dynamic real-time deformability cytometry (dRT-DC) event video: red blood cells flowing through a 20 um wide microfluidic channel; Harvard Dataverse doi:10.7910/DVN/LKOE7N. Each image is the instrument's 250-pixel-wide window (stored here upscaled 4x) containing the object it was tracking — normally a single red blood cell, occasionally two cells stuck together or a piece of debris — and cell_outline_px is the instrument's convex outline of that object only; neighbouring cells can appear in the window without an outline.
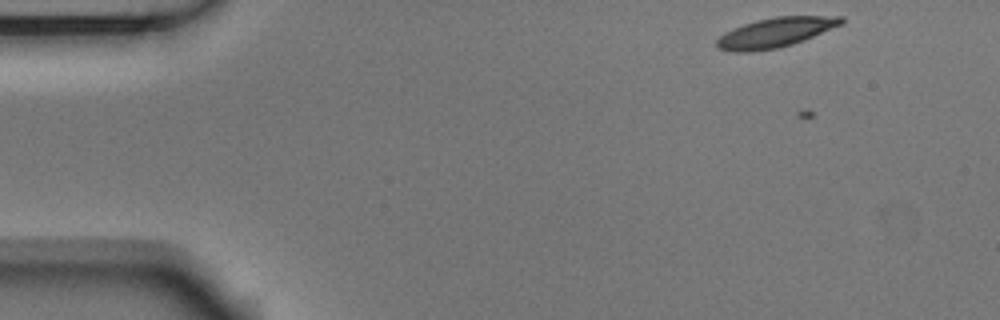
{"species": "Egyptian fruit bat (a non-hibernating species)", "species_latin": "Rousettus aegyptiacus", "temperature_condition": "room temperature", "stored_images_in_passage": 2, "camera_frame_rate_fps": 3000, "um_per_image_px": 0.085, "animal": {"sex": "male"}, "frame": {"image": 1, "passage_image": 1, "time_ms": 0.0, "image_size_px": [1000, 320], "cell_outline_px": [[844, 24], [804, 40], [780, 48], [752, 52], [732, 52], [716, 48], [716, 40], [724, 32], [732, 28], [756, 20], [776, 16], [844, 16]], "centroid_in_image_um": [65.9, 2.77], "position_along_channel_um": 19.1, "area_um2": 21.85}}